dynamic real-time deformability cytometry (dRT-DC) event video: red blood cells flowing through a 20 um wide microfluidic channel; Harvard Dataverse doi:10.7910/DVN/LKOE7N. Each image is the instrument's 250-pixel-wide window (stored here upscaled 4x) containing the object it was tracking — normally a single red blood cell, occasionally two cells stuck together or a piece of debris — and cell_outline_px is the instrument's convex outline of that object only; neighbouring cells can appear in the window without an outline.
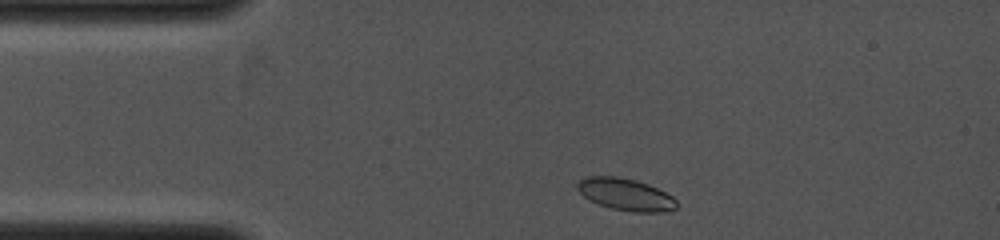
{"species": "common noctule bat (a hibernating species)", "species_latin": "Nyctalus noctula", "temperature_condition": "cold", "stored_images_in_passage": 10, "camera_frame_rate_fps": 4000, "um_per_image_px": 0.085, "animal": {"sex": "female", "body_mass_g": 19.0, "forearm_length_mm": 53.3}, "frame": {"image": 1, "passage_image": 1, "time_ms": 0.0, "image_size_px": [1000, 240], "cell_outline_px": [[676, 208], [664, 212], [632, 212], [612, 208], [588, 200], [576, 188], [576, 184], [580, 180], [588, 176], [616, 176], [636, 180], [648, 184], [672, 196], [676, 200]], "centroid_in_image_um": [53.16, 16.52], "position_along_channel_um": 31.8, "area_um2": 18.44}}
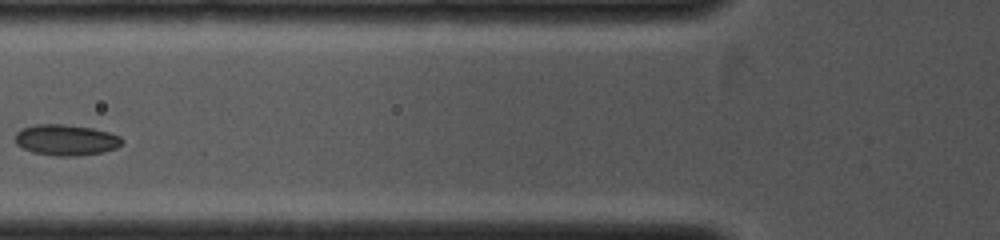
{"frame": {"image": 2, "passage_image": 6, "time_ms": 2.5, "image_size_px": [1000, 240], "cell_outline_px": [[124, 140], [116, 148], [104, 152], [76, 156], [56, 156], [32, 152], [16, 144], [16, 132], [20, 128], [36, 124], [64, 124], [92, 128], [108, 132], [120, 136]], "centroid_in_image_um": [5.6, 11.89], "position_along_channel_um": 120.2, "area_um2": 19.31}}
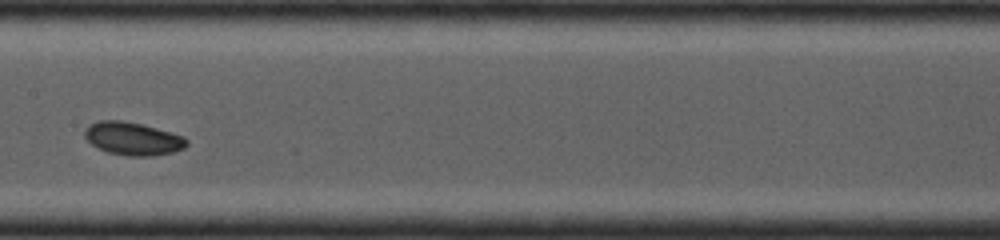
{"frame": {"image": 3, "passage_image": 9, "time_ms": 4.0, "image_size_px": [1000, 240], "cell_outline_px": [[188, 144], [184, 148], [172, 152], [152, 156], [128, 156], [108, 152], [92, 144], [84, 136], [84, 128], [88, 124], [100, 120], [120, 120], [140, 124], [156, 128], [184, 136], [188, 140]], "centroid_in_image_um": [11.28, 11.78], "position_along_channel_um": 196.1, "area_um2": 19.54}}